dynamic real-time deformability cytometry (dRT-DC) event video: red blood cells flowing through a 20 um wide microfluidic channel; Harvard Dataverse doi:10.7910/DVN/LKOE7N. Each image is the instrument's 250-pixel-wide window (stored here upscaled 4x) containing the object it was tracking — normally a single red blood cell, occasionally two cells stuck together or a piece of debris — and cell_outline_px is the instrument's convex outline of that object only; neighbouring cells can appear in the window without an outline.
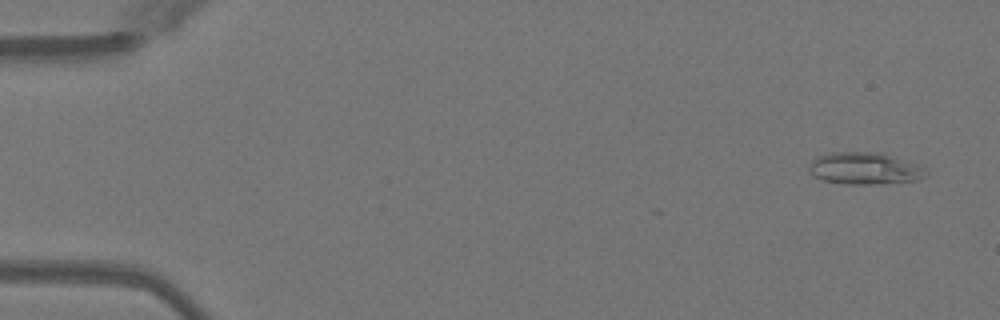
{"species": "Egyptian fruit bat (a non-hibernating species)", "species_latin": "Rousettus aegyptiacus", "temperature_condition": "warm", "stored_images_in_passage": 49, "camera_frame_rate_fps": 3000, "um_per_image_px": 0.085, "animal": {"sex": "female"}, "frame": {"image": 1, "passage_image": 3, "time_ms": 0.667, "image_size_px": [1000, 320], "cell_outline_px": [[924, 176], [916, 180], [880, 184], [848, 184], [824, 180], [816, 176], [808, 168], [812, 160], [816, 156], [832, 152], [880, 152], [916, 164], [920, 168]], "centroid_in_image_um": [73.42, 14.31], "position_along_channel_um": 11.6, "area_um2": 21.27}}
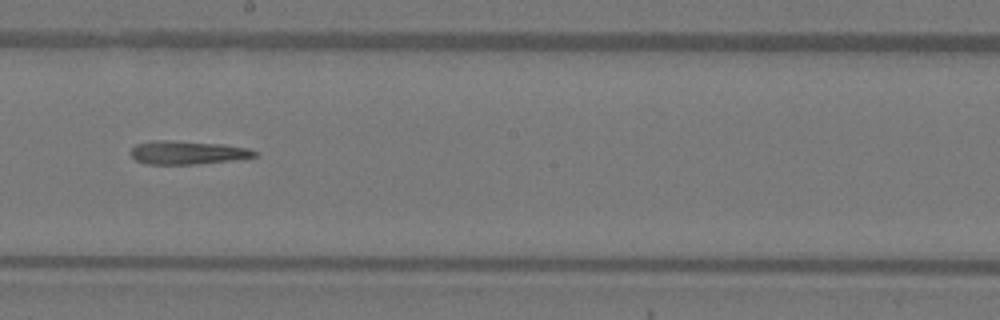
{"frame": {"image": 2, "passage_image": 29, "time_ms": 9.333, "image_size_px": [1000, 320], "cell_outline_px": [[260, 152], [256, 156], [232, 160], [200, 164], [144, 164], [136, 160], [128, 152], [136, 144], [156, 140], [168, 140], [224, 144], [248, 148]], "centroid_in_image_um": [15.93, 12.97], "position_along_channel_um": 232.3, "area_um2": 17.05}}
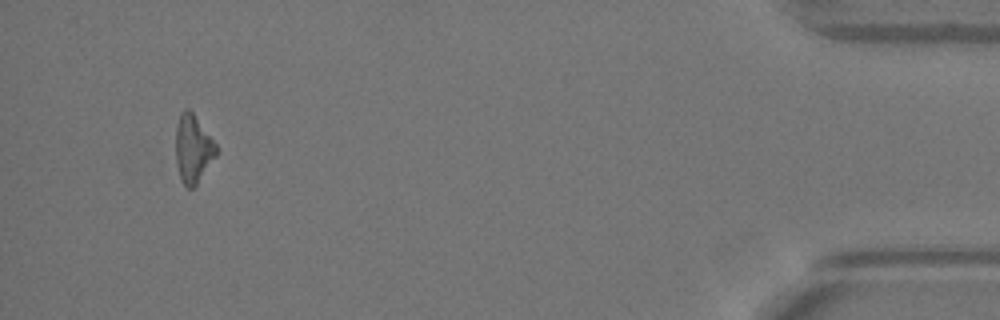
{"frame": {"image": 3, "passage_image": 48, "time_ms": 15.667, "image_size_px": [1000, 320], "cell_outline_px": [[216, 156], [196, 184], [192, 188], [188, 188], [180, 180], [176, 164], [176, 124], [180, 112], [184, 108], [188, 108], [192, 112], [216, 144]], "centroid_in_image_um": [16.37, 12.63], "position_along_channel_um": 418.8, "area_um2": 15.9}}